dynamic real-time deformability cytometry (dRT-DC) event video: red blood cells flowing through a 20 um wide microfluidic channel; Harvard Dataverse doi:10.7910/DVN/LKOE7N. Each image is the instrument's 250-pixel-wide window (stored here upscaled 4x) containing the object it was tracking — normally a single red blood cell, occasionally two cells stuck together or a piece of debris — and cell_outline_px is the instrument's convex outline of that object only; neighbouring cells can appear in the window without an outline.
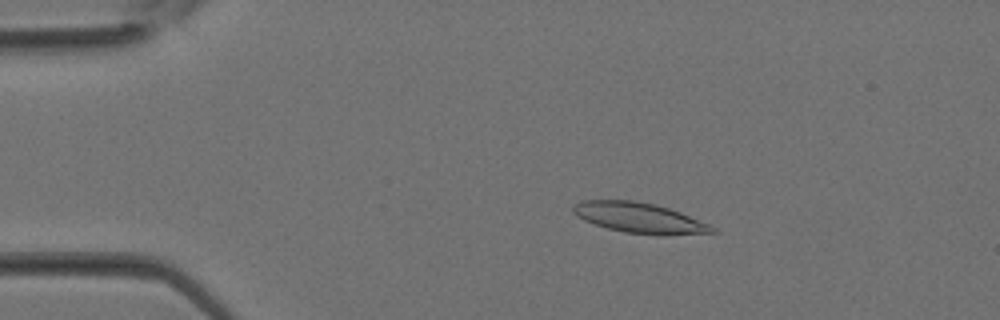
{"species": "Egyptian fruit bat (a non-hibernating species)", "species_latin": "Rousettus aegyptiacus", "temperature_condition": "room temperature", "stored_images_in_passage": 36, "camera_frame_rate_fps": 3000, "um_per_image_px": 0.085, "animal": {"sex": "female"}, "frame": {"image": 1, "passage_image": 7, "time_ms": 2.0, "image_size_px": [1000, 320], "cell_outline_px": [[720, 232], [664, 236], [660, 236], [624, 232], [608, 228], [584, 220], [576, 216], [572, 212], [572, 208], [576, 204], [584, 200], [632, 200], [656, 204], [680, 212], [708, 224], [716, 228]], "centroid_in_image_um": [54.38, 18.53], "position_along_channel_um": 30.6, "area_um2": 24.68}}
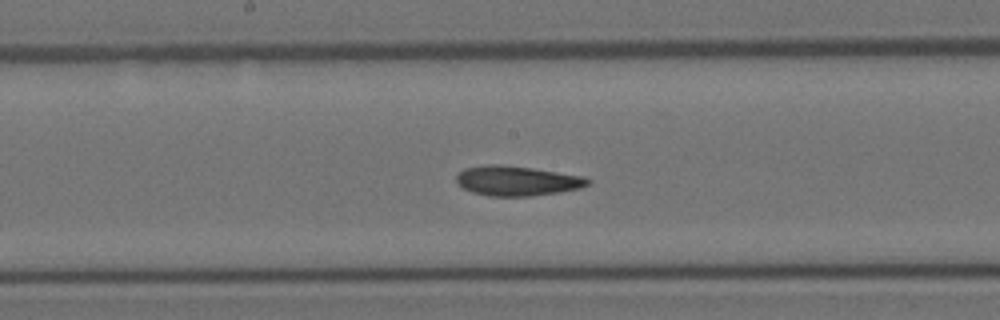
{"frame": {"image": 2, "passage_image": 19, "time_ms": 6.0, "image_size_px": [1000, 320], "cell_outline_px": [[592, 180], [588, 184], [580, 188], [560, 192], [528, 196], [488, 196], [472, 192], [456, 184], [456, 176], [464, 168], [488, 164], [496, 164], [532, 168], [584, 176]], "centroid_in_image_um": [43.93, 15.37], "position_along_channel_um": 204.3, "area_um2": 22.83}}
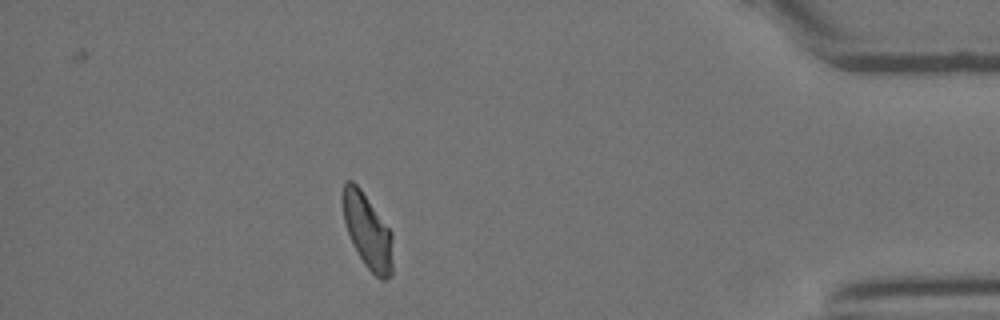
{"frame": {"image": 3, "passage_image": 32, "time_ms": 10.333, "image_size_px": [1000, 320], "cell_outline_px": [[392, 272], [384, 280], [380, 280], [364, 264], [352, 244], [344, 220], [340, 200], [340, 196], [344, 184], [348, 180], [352, 180], [360, 188], [392, 232]], "centroid_in_image_um": [31.21, 19.61], "position_along_channel_um": 404.0, "area_um2": 21.85}}